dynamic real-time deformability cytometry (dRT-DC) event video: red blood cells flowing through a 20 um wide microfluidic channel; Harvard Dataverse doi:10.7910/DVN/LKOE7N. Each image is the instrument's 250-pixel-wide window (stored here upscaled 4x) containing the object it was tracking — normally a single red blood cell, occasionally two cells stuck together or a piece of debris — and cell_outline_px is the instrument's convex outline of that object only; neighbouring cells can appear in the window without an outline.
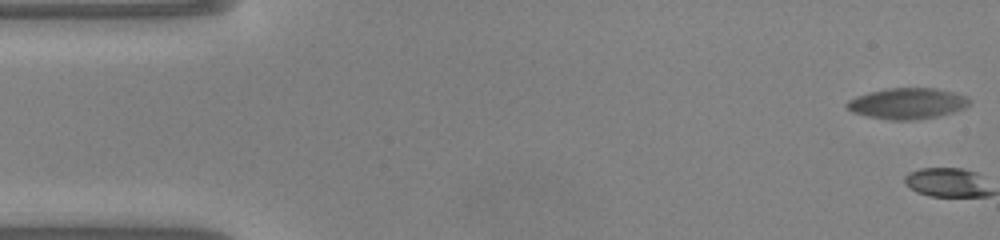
{"species": "common noctule bat (a hibernating species)", "species_latin": "Nyctalus noctula", "temperature_condition": "warm", "stored_images_in_passage": 2, "camera_frame_rate_fps": 3000, "um_per_image_px": 0.085, "animal": {"sex": "male", "body_mass_g": 20.0, "forearm_length_mm": 53.3}, "frame": {"image": 1, "passage_image": 1, "time_ms": 0.0, "image_size_px": [1000, 240], "cell_outline_px": [[972, 100], [964, 108], [952, 112], [936, 116], [912, 120], [892, 120], [868, 116], [852, 112], [844, 104], [848, 100], [856, 96], [868, 92], [884, 88], [936, 88], [968, 96]], "centroid_in_image_um": [77.11, 8.78], "position_along_channel_um": 7.9, "area_um2": 22.08}}